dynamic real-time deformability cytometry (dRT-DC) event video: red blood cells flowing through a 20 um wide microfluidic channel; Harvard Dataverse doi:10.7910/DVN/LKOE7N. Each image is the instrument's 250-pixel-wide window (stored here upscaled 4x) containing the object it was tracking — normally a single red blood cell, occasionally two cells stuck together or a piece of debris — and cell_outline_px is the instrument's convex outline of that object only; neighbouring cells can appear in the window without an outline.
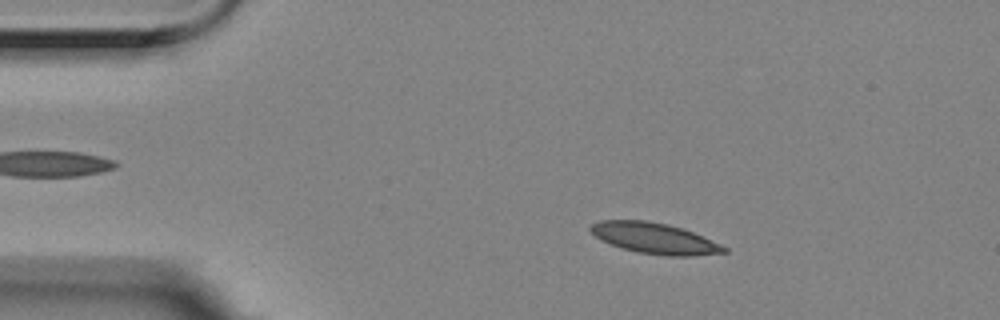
{"species": "Egyptian fruit bat (a non-hibernating species)", "species_latin": "Rousettus aegyptiacus", "temperature_condition": "room temperature", "stored_images_in_passage": 4, "camera_frame_rate_fps": 3000, "um_per_image_px": 0.085, "animal": {"sex": "female"}, "frame": {"image": 1, "passage_image": 3, "time_ms": 0.667, "image_size_px": [1000, 320], "cell_outline_px": [[728, 252], [692, 256], [664, 256], [636, 252], [600, 240], [588, 228], [592, 224], [600, 220], [648, 220], [668, 224], [684, 228], [720, 244], [728, 248]], "centroid_in_image_um": [55.65, 20.25], "position_along_channel_um": 29.3, "area_um2": 24.04}}